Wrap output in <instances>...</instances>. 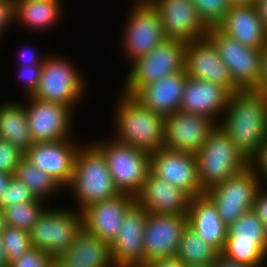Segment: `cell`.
<instances>
[{"instance_id":"cell-26","label":"cell","mask_w":267,"mask_h":267,"mask_svg":"<svg viewBox=\"0 0 267 267\" xmlns=\"http://www.w3.org/2000/svg\"><path fill=\"white\" fill-rule=\"evenodd\" d=\"M55 267H115L110 244L82 228L70 247L57 258Z\"/></svg>"},{"instance_id":"cell-29","label":"cell","mask_w":267,"mask_h":267,"mask_svg":"<svg viewBox=\"0 0 267 267\" xmlns=\"http://www.w3.org/2000/svg\"><path fill=\"white\" fill-rule=\"evenodd\" d=\"M61 0H14L15 21L33 29L49 28L60 18Z\"/></svg>"},{"instance_id":"cell-43","label":"cell","mask_w":267,"mask_h":267,"mask_svg":"<svg viewBox=\"0 0 267 267\" xmlns=\"http://www.w3.org/2000/svg\"><path fill=\"white\" fill-rule=\"evenodd\" d=\"M145 267H186V265L177 256H172L153 260L146 264Z\"/></svg>"},{"instance_id":"cell-30","label":"cell","mask_w":267,"mask_h":267,"mask_svg":"<svg viewBox=\"0 0 267 267\" xmlns=\"http://www.w3.org/2000/svg\"><path fill=\"white\" fill-rule=\"evenodd\" d=\"M219 254L214 247L204 242L192 227L186 225L176 253L186 267L214 264Z\"/></svg>"},{"instance_id":"cell-15","label":"cell","mask_w":267,"mask_h":267,"mask_svg":"<svg viewBox=\"0 0 267 267\" xmlns=\"http://www.w3.org/2000/svg\"><path fill=\"white\" fill-rule=\"evenodd\" d=\"M25 105L28 128L34 143L69 139L72 109L66 105L30 96Z\"/></svg>"},{"instance_id":"cell-2","label":"cell","mask_w":267,"mask_h":267,"mask_svg":"<svg viewBox=\"0 0 267 267\" xmlns=\"http://www.w3.org/2000/svg\"><path fill=\"white\" fill-rule=\"evenodd\" d=\"M116 110L115 140L147 153L164 147L165 116L143 106L132 95L123 93Z\"/></svg>"},{"instance_id":"cell-46","label":"cell","mask_w":267,"mask_h":267,"mask_svg":"<svg viewBox=\"0 0 267 267\" xmlns=\"http://www.w3.org/2000/svg\"><path fill=\"white\" fill-rule=\"evenodd\" d=\"M255 4L258 8L260 18L267 32V0H256Z\"/></svg>"},{"instance_id":"cell-35","label":"cell","mask_w":267,"mask_h":267,"mask_svg":"<svg viewBox=\"0 0 267 267\" xmlns=\"http://www.w3.org/2000/svg\"><path fill=\"white\" fill-rule=\"evenodd\" d=\"M36 199L35 195L23 182L12 176L6 190L0 197V208L35 201Z\"/></svg>"},{"instance_id":"cell-13","label":"cell","mask_w":267,"mask_h":267,"mask_svg":"<svg viewBox=\"0 0 267 267\" xmlns=\"http://www.w3.org/2000/svg\"><path fill=\"white\" fill-rule=\"evenodd\" d=\"M150 172L155 177L182 189L190 197L205 193L199 184L195 154L162 147L151 154Z\"/></svg>"},{"instance_id":"cell-51","label":"cell","mask_w":267,"mask_h":267,"mask_svg":"<svg viewBox=\"0 0 267 267\" xmlns=\"http://www.w3.org/2000/svg\"><path fill=\"white\" fill-rule=\"evenodd\" d=\"M191 267H216L215 263L211 264V265H207V266H191Z\"/></svg>"},{"instance_id":"cell-11","label":"cell","mask_w":267,"mask_h":267,"mask_svg":"<svg viewBox=\"0 0 267 267\" xmlns=\"http://www.w3.org/2000/svg\"><path fill=\"white\" fill-rule=\"evenodd\" d=\"M207 36L216 45L220 57L229 68L234 85L240 91L255 90L261 73V50L239 43L218 28L208 29Z\"/></svg>"},{"instance_id":"cell-47","label":"cell","mask_w":267,"mask_h":267,"mask_svg":"<svg viewBox=\"0 0 267 267\" xmlns=\"http://www.w3.org/2000/svg\"><path fill=\"white\" fill-rule=\"evenodd\" d=\"M13 175L0 172V197L2 193L6 190L7 185Z\"/></svg>"},{"instance_id":"cell-34","label":"cell","mask_w":267,"mask_h":267,"mask_svg":"<svg viewBox=\"0 0 267 267\" xmlns=\"http://www.w3.org/2000/svg\"><path fill=\"white\" fill-rule=\"evenodd\" d=\"M202 23L207 29L217 28L231 4L228 0H191Z\"/></svg>"},{"instance_id":"cell-32","label":"cell","mask_w":267,"mask_h":267,"mask_svg":"<svg viewBox=\"0 0 267 267\" xmlns=\"http://www.w3.org/2000/svg\"><path fill=\"white\" fill-rule=\"evenodd\" d=\"M44 200L37 198L35 201L24 202L3 208L6 226L16 227L30 231L45 211L41 204Z\"/></svg>"},{"instance_id":"cell-8","label":"cell","mask_w":267,"mask_h":267,"mask_svg":"<svg viewBox=\"0 0 267 267\" xmlns=\"http://www.w3.org/2000/svg\"><path fill=\"white\" fill-rule=\"evenodd\" d=\"M47 209L29 231L30 244L55 259L70 247L83 228L82 213L68 209Z\"/></svg>"},{"instance_id":"cell-27","label":"cell","mask_w":267,"mask_h":267,"mask_svg":"<svg viewBox=\"0 0 267 267\" xmlns=\"http://www.w3.org/2000/svg\"><path fill=\"white\" fill-rule=\"evenodd\" d=\"M187 218L188 225L199 237L221 253L228 235V226L220 218L215 204L205 193L190 198Z\"/></svg>"},{"instance_id":"cell-50","label":"cell","mask_w":267,"mask_h":267,"mask_svg":"<svg viewBox=\"0 0 267 267\" xmlns=\"http://www.w3.org/2000/svg\"><path fill=\"white\" fill-rule=\"evenodd\" d=\"M231 5L252 4L256 3V0H228Z\"/></svg>"},{"instance_id":"cell-5","label":"cell","mask_w":267,"mask_h":267,"mask_svg":"<svg viewBox=\"0 0 267 267\" xmlns=\"http://www.w3.org/2000/svg\"><path fill=\"white\" fill-rule=\"evenodd\" d=\"M94 145L105 157L114 185L120 194L136 197L150 173L151 154L115 139Z\"/></svg>"},{"instance_id":"cell-21","label":"cell","mask_w":267,"mask_h":267,"mask_svg":"<svg viewBox=\"0 0 267 267\" xmlns=\"http://www.w3.org/2000/svg\"><path fill=\"white\" fill-rule=\"evenodd\" d=\"M135 202L132 195L119 194L93 203L81 211L83 228L111 245L118 236L125 214Z\"/></svg>"},{"instance_id":"cell-3","label":"cell","mask_w":267,"mask_h":267,"mask_svg":"<svg viewBox=\"0 0 267 267\" xmlns=\"http://www.w3.org/2000/svg\"><path fill=\"white\" fill-rule=\"evenodd\" d=\"M68 186L73 189L74 196L78 199L79 211L120 194L114 185L105 157L93 143L79 147Z\"/></svg>"},{"instance_id":"cell-28","label":"cell","mask_w":267,"mask_h":267,"mask_svg":"<svg viewBox=\"0 0 267 267\" xmlns=\"http://www.w3.org/2000/svg\"><path fill=\"white\" fill-rule=\"evenodd\" d=\"M0 138L25 153L34 143L28 128L25 105L6 102L0 105Z\"/></svg>"},{"instance_id":"cell-23","label":"cell","mask_w":267,"mask_h":267,"mask_svg":"<svg viewBox=\"0 0 267 267\" xmlns=\"http://www.w3.org/2000/svg\"><path fill=\"white\" fill-rule=\"evenodd\" d=\"M217 28L244 46L254 49L267 46V32L255 3L231 5Z\"/></svg>"},{"instance_id":"cell-16","label":"cell","mask_w":267,"mask_h":267,"mask_svg":"<svg viewBox=\"0 0 267 267\" xmlns=\"http://www.w3.org/2000/svg\"><path fill=\"white\" fill-rule=\"evenodd\" d=\"M218 124L205 116L177 111L165 117L164 147L196 154Z\"/></svg>"},{"instance_id":"cell-1","label":"cell","mask_w":267,"mask_h":267,"mask_svg":"<svg viewBox=\"0 0 267 267\" xmlns=\"http://www.w3.org/2000/svg\"><path fill=\"white\" fill-rule=\"evenodd\" d=\"M218 124L251 162L267 139V98L254 90L231 93Z\"/></svg>"},{"instance_id":"cell-20","label":"cell","mask_w":267,"mask_h":267,"mask_svg":"<svg viewBox=\"0 0 267 267\" xmlns=\"http://www.w3.org/2000/svg\"><path fill=\"white\" fill-rule=\"evenodd\" d=\"M72 138L54 142L33 143L24 157L38 169L52 176L63 187L71 182L79 145Z\"/></svg>"},{"instance_id":"cell-37","label":"cell","mask_w":267,"mask_h":267,"mask_svg":"<svg viewBox=\"0 0 267 267\" xmlns=\"http://www.w3.org/2000/svg\"><path fill=\"white\" fill-rule=\"evenodd\" d=\"M24 153L12 143L0 138V172L14 175Z\"/></svg>"},{"instance_id":"cell-14","label":"cell","mask_w":267,"mask_h":267,"mask_svg":"<svg viewBox=\"0 0 267 267\" xmlns=\"http://www.w3.org/2000/svg\"><path fill=\"white\" fill-rule=\"evenodd\" d=\"M184 62L189 77L217 83L230 93L240 91L234 85L229 68L222 61L216 45L208 36L186 42Z\"/></svg>"},{"instance_id":"cell-19","label":"cell","mask_w":267,"mask_h":267,"mask_svg":"<svg viewBox=\"0 0 267 267\" xmlns=\"http://www.w3.org/2000/svg\"><path fill=\"white\" fill-rule=\"evenodd\" d=\"M159 14L166 38L184 42L207 36L191 0H147Z\"/></svg>"},{"instance_id":"cell-42","label":"cell","mask_w":267,"mask_h":267,"mask_svg":"<svg viewBox=\"0 0 267 267\" xmlns=\"http://www.w3.org/2000/svg\"><path fill=\"white\" fill-rule=\"evenodd\" d=\"M254 91L267 98V46L261 50L260 79Z\"/></svg>"},{"instance_id":"cell-33","label":"cell","mask_w":267,"mask_h":267,"mask_svg":"<svg viewBox=\"0 0 267 267\" xmlns=\"http://www.w3.org/2000/svg\"><path fill=\"white\" fill-rule=\"evenodd\" d=\"M1 238L8 266L31 247L29 232L16 227L6 226Z\"/></svg>"},{"instance_id":"cell-45","label":"cell","mask_w":267,"mask_h":267,"mask_svg":"<svg viewBox=\"0 0 267 267\" xmlns=\"http://www.w3.org/2000/svg\"><path fill=\"white\" fill-rule=\"evenodd\" d=\"M216 267H249L247 265L240 264L236 261H232L230 259H227L222 254H219L216 261H215Z\"/></svg>"},{"instance_id":"cell-7","label":"cell","mask_w":267,"mask_h":267,"mask_svg":"<svg viewBox=\"0 0 267 267\" xmlns=\"http://www.w3.org/2000/svg\"><path fill=\"white\" fill-rule=\"evenodd\" d=\"M220 254L249 267H262L267 258V229L253 210L243 213L228 226Z\"/></svg>"},{"instance_id":"cell-48","label":"cell","mask_w":267,"mask_h":267,"mask_svg":"<svg viewBox=\"0 0 267 267\" xmlns=\"http://www.w3.org/2000/svg\"><path fill=\"white\" fill-rule=\"evenodd\" d=\"M0 267H9L7 263V258H6L1 235H0Z\"/></svg>"},{"instance_id":"cell-12","label":"cell","mask_w":267,"mask_h":267,"mask_svg":"<svg viewBox=\"0 0 267 267\" xmlns=\"http://www.w3.org/2000/svg\"><path fill=\"white\" fill-rule=\"evenodd\" d=\"M124 31L123 49L130 61L150 53L166 39L157 11L147 0H135Z\"/></svg>"},{"instance_id":"cell-44","label":"cell","mask_w":267,"mask_h":267,"mask_svg":"<svg viewBox=\"0 0 267 267\" xmlns=\"http://www.w3.org/2000/svg\"><path fill=\"white\" fill-rule=\"evenodd\" d=\"M28 51V50H27ZM26 50L21 51V53H19V58L21 60V65L20 66H24V65H32V64H43L46 56H44L43 58H40L38 54L34 53L32 51V53H28Z\"/></svg>"},{"instance_id":"cell-4","label":"cell","mask_w":267,"mask_h":267,"mask_svg":"<svg viewBox=\"0 0 267 267\" xmlns=\"http://www.w3.org/2000/svg\"><path fill=\"white\" fill-rule=\"evenodd\" d=\"M200 187L207 191L214 185L245 171L250 162L219 125L195 154Z\"/></svg>"},{"instance_id":"cell-24","label":"cell","mask_w":267,"mask_h":267,"mask_svg":"<svg viewBox=\"0 0 267 267\" xmlns=\"http://www.w3.org/2000/svg\"><path fill=\"white\" fill-rule=\"evenodd\" d=\"M136 202L148 213L162 215H187L190 196L182 189L155 177L151 172L146 177Z\"/></svg>"},{"instance_id":"cell-49","label":"cell","mask_w":267,"mask_h":267,"mask_svg":"<svg viewBox=\"0 0 267 267\" xmlns=\"http://www.w3.org/2000/svg\"><path fill=\"white\" fill-rule=\"evenodd\" d=\"M6 227L5 214L4 210L0 208V235Z\"/></svg>"},{"instance_id":"cell-10","label":"cell","mask_w":267,"mask_h":267,"mask_svg":"<svg viewBox=\"0 0 267 267\" xmlns=\"http://www.w3.org/2000/svg\"><path fill=\"white\" fill-rule=\"evenodd\" d=\"M70 64L65 61V58L47 55L42 64L39 85L33 97L73 109L85 92V84L83 78Z\"/></svg>"},{"instance_id":"cell-40","label":"cell","mask_w":267,"mask_h":267,"mask_svg":"<svg viewBox=\"0 0 267 267\" xmlns=\"http://www.w3.org/2000/svg\"><path fill=\"white\" fill-rule=\"evenodd\" d=\"M14 0H0V35L10 22H15Z\"/></svg>"},{"instance_id":"cell-25","label":"cell","mask_w":267,"mask_h":267,"mask_svg":"<svg viewBox=\"0 0 267 267\" xmlns=\"http://www.w3.org/2000/svg\"><path fill=\"white\" fill-rule=\"evenodd\" d=\"M187 77L184 69L142 86L132 96L146 108L166 117L179 111Z\"/></svg>"},{"instance_id":"cell-6","label":"cell","mask_w":267,"mask_h":267,"mask_svg":"<svg viewBox=\"0 0 267 267\" xmlns=\"http://www.w3.org/2000/svg\"><path fill=\"white\" fill-rule=\"evenodd\" d=\"M186 42L166 38L150 53L132 61L123 93L133 95L142 86L184 70Z\"/></svg>"},{"instance_id":"cell-41","label":"cell","mask_w":267,"mask_h":267,"mask_svg":"<svg viewBox=\"0 0 267 267\" xmlns=\"http://www.w3.org/2000/svg\"><path fill=\"white\" fill-rule=\"evenodd\" d=\"M261 190L263 191L262 186L256 193L252 210L256 213L267 229V191L264 189V192H262Z\"/></svg>"},{"instance_id":"cell-39","label":"cell","mask_w":267,"mask_h":267,"mask_svg":"<svg viewBox=\"0 0 267 267\" xmlns=\"http://www.w3.org/2000/svg\"><path fill=\"white\" fill-rule=\"evenodd\" d=\"M250 166L255 169L257 177L261 181L262 178L263 180L266 179L265 182L267 183V139L261 146L258 155L250 162Z\"/></svg>"},{"instance_id":"cell-18","label":"cell","mask_w":267,"mask_h":267,"mask_svg":"<svg viewBox=\"0 0 267 267\" xmlns=\"http://www.w3.org/2000/svg\"><path fill=\"white\" fill-rule=\"evenodd\" d=\"M187 215L148 213L144 231V267L149 262L176 256Z\"/></svg>"},{"instance_id":"cell-22","label":"cell","mask_w":267,"mask_h":267,"mask_svg":"<svg viewBox=\"0 0 267 267\" xmlns=\"http://www.w3.org/2000/svg\"><path fill=\"white\" fill-rule=\"evenodd\" d=\"M230 94L217 83L188 76L179 111L205 116L219 124L217 118L225 113Z\"/></svg>"},{"instance_id":"cell-9","label":"cell","mask_w":267,"mask_h":267,"mask_svg":"<svg viewBox=\"0 0 267 267\" xmlns=\"http://www.w3.org/2000/svg\"><path fill=\"white\" fill-rule=\"evenodd\" d=\"M255 169L249 166L224 182L218 183L205 191L213 201L220 218L229 226L243 213L252 210L255 196L261 185Z\"/></svg>"},{"instance_id":"cell-17","label":"cell","mask_w":267,"mask_h":267,"mask_svg":"<svg viewBox=\"0 0 267 267\" xmlns=\"http://www.w3.org/2000/svg\"><path fill=\"white\" fill-rule=\"evenodd\" d=\"M148 211L135 202L110 245L115 267H144V231Z\"/></svg>"},{"instance_id":"cell-31","label":"cell","mask_w":267,"mask_h":267,"mask_svg":"<svg viewBox=\"0 0 267 267\" xmlns=\"http://www.w3.org/2000/svg\"><path fill=\"white\" fill-rule=\"evenodd\" d=\"M13 176L23 182L36 198L42 200L45 197L47 199V196L56 193V190L63 187L52 176L38 169L25 157L19 161Z\"/></svg>"},{"instance_id":"cell-38","label":"cell","mask_w":267,"mask_h":267,"mask_svg":"<svg viewBox=\"0 0 267 267\" xmlns=\"http://www.w3.org/2000/svg\"><path fill=\"white\" fill-rule=\"evenodd\" d=\"M42 64L20 66L19 75L25 81L28 97L36 92L41 75Z\"/></svg>"},{"instance_id":"cell-36","label":"cell","mask_w":267,"mask_h":267,"mask_svg":"<svg viewBox=\"0 0 267 267\" xmlns=\"http://www.w3.org/2000/svg\"><path fill=\"white\" fill-rule=\"evenodd\" d=\"M9 267H55V259L45 251L30 247Z\"/></svg>"}]
</instances>
